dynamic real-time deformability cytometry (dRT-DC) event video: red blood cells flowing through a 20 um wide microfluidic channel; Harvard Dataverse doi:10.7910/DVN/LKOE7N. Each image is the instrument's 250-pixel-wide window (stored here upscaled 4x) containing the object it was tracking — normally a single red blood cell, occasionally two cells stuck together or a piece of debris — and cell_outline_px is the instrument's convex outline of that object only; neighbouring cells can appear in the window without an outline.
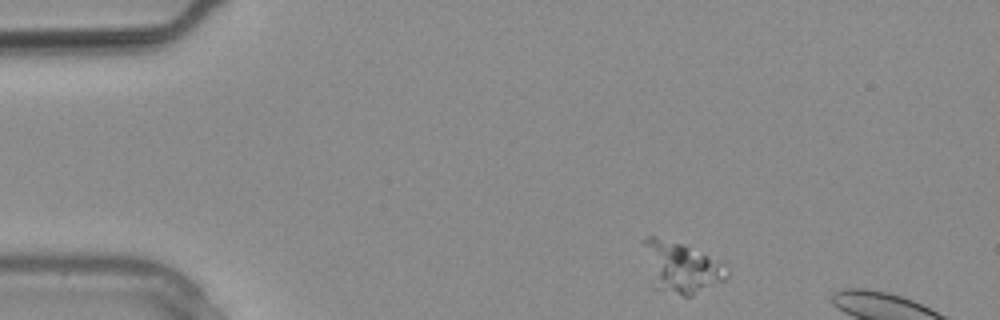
{"species": "common noctule bat (a hibernating species)", "species_latin": "Nyctalus noctula", "temperature_condition": "warm", "stored_images_in_passage": 4, "camera_frame_rate_fps": 3000, "um_per_image_px": 0.085, "animal": {"sex": "male", "body_mass_g": 20.4}, "frame": {"image": 1, "passage_image": 1, "time_ms": 0.0, "image_size_px": [1000, 320], "cell_outline_px": [[728, 276], [724, 280], [692, 296], [684, 296], [652, 288], [640, 240], [648, 236], [656, 236], [680, 244], [724, 260]], "centroid_in_image_um": [57.86, 22.71], "position_along_channel_um": 27.1, "area_um2": 25.26}}